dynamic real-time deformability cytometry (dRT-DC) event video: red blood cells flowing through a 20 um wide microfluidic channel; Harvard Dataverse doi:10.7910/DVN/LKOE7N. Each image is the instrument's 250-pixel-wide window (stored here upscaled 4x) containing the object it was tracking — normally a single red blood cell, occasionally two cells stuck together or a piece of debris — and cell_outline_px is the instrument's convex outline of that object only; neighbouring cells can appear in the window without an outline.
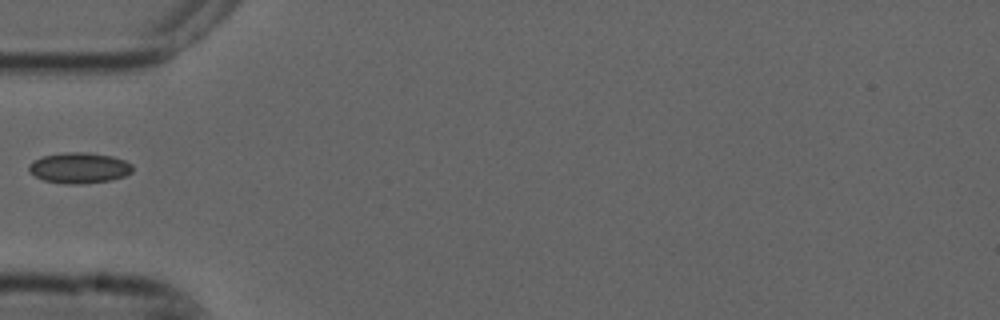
{"species": "common noctule bat (a hibernating species)", "species_latin": "Nyctalus noctula", "temperature_condition": "cold", "stored_images_in_passage": 1, "camera_frame_rate_fps": 3000, "um_per_image_px": 0.085, "animal": {"sex": "male", "forearm_length_mm": 52.5}, "frame": {"image": 1, "passage_image": 1, "time_ms": 0.0, "image_size_px": [1000, 320], "cell_outline_px": [[132, 172], [124, 176], [112, 180], [80, 184], [68, 184], [44, 180], [28, 172], [28, 164], [32, 160], [40, 156], [64, 152], [88, 152], [112, 156], [124, 160], [132, 164]], "centroid_in_image_um": [6.7, 14.26], "position_along_channel_um": 78.3, "area_um2": 18.79}}